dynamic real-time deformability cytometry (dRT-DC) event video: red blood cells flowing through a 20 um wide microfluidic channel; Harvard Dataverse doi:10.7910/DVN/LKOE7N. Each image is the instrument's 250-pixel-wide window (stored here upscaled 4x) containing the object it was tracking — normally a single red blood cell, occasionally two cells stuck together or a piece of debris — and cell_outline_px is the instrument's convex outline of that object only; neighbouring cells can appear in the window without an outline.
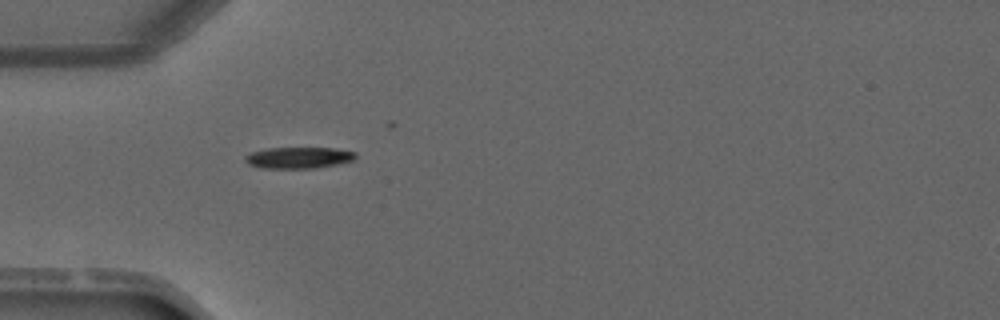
{"species": "common noctule bat (a hibernating species)", "species_latin": "Nyctalus noctula", "temperature_condition": "warm", "stored_images_in_passage": 4, "camera_frame_rate_fps": 3000, "um_per_image_px": 0.085, "animal": {"sex": "male", "forearm_length_mm": 52.5}, "frame": {"image": 1, "passage_image": 4, "time_ms": 3.333, "image_size_px": [1000, 320], "cell_outline_px": [[356, 160], [316, 168], [260, 168], [248, 164], [244, 160], [244, 156], [252, 152], [264, 148], [336, 148], [356, 152]], "centroid_in_image_um": [25.38, 13.4], "position_along_channel_um": 59.6, "area_um2": 13.87}}